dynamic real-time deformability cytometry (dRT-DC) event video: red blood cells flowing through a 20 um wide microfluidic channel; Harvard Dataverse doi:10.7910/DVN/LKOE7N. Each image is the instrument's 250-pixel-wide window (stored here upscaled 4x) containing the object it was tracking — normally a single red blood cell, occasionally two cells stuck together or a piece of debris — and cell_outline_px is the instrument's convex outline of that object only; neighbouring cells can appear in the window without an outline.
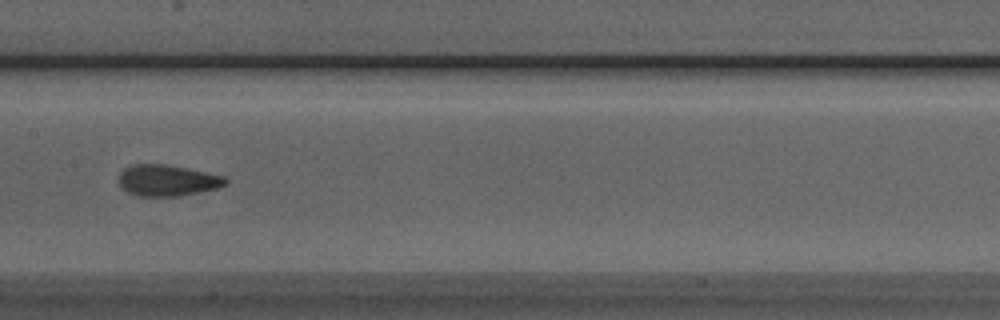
{"species": "Egyptian fruit bat (a non-hibernating species)", "species_latin": "Rousettus aegyptiacus", "temperature_condition": "room temperature", "stored_images_in_passage": 7, "camera_frame_rate_fps": 3000, "um_per_image_px": 0.085, "animal": {"sex": "male"}, "frame": {"image": 1, "passage_image": 7, "time_ms": 2.0, "image_size_px": [1000, 320], "cell_outline_px": [[228, 184], [216, 188], [180, 196], [140, 196], [128, 192], [120, 184], [120, 172], [124, 168], [132, 164], [164, 164], [224, 176], [228, 180]], "centroid_in_image_um": [14.23, 15.33], "position_along_channel_um": 193.2, "area_um2": 19.13}}